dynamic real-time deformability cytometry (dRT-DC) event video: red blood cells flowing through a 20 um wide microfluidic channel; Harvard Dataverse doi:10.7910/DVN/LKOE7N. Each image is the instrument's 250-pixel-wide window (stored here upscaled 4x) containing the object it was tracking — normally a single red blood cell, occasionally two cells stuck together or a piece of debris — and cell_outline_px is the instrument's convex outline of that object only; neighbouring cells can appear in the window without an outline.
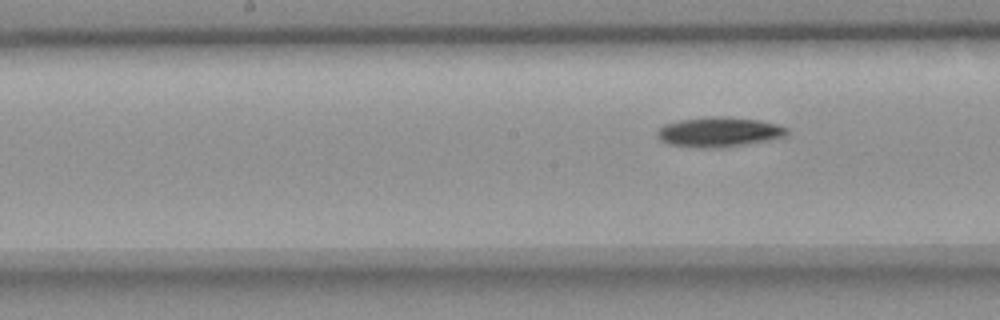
{"species": "common noctule bat (a hibernating species)", "species_latin": "Nyctalus noctula", "temperature_condition": "room temperature", "stored_images_in_passage": 10, "camera_frame_rate_fps": 3000, "um_per_image_px": 0.085, "animal": {"sex": "female", "body_mass_g": 18.4}, "frame": {"image": 1, "passage_image": 10, "time_ms": 11.667, "image_size_px": [1000, 320], "cell_outline_px": [[788, 132], [784, 136], [768, 140], [720, 148], [696, 148], [668, 144], [660, 140], [656, 136], [656, 132], [664, 124], [680, 120], [708, 116], [720, 116], [760, 120], [776, 124], [788, 128]], "centroid_in_image_um": [61.07, 11.22], "position_along_channel_um": 187.1, "area_um2": 22.6}}